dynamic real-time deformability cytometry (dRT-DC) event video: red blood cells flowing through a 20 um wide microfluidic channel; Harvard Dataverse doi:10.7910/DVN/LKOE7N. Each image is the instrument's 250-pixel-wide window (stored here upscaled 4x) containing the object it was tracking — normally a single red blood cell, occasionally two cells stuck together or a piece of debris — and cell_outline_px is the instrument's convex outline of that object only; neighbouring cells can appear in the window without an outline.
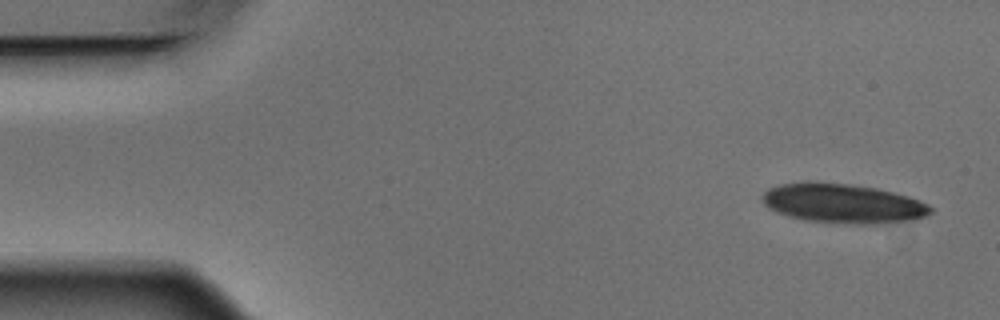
{"species": "Egyptian fruit bat (a non-hibernating species)", "species_latin": "Rousettus aegyptiacus", "temperature_condition": "warm", "stored_images_in_passage": 5, "camera_frame_rate_fps": 3000, "um_per_image_px": 0.085, "animal": {"sex": "male"}, "frame": {"image": 1, "passage_image": 1, "time_ms": 0.0, "image_size_px": [1000, 320], "cell_outline_px": [[932, 212], [916, 220], [880, 224], [852, 224], [804, 220], [788, 216], [776, 212], [768, 208], [760, 200], [760, 196], [768, 188], [780, 184], [848, 184], [876, 188], [908, 196], [920, 200], [928, 204], [932, 208]], "centroid_in_image_um": [71.68, 17.33], "position_along_channel_um": 13.3, "area_um2": 38.26}}
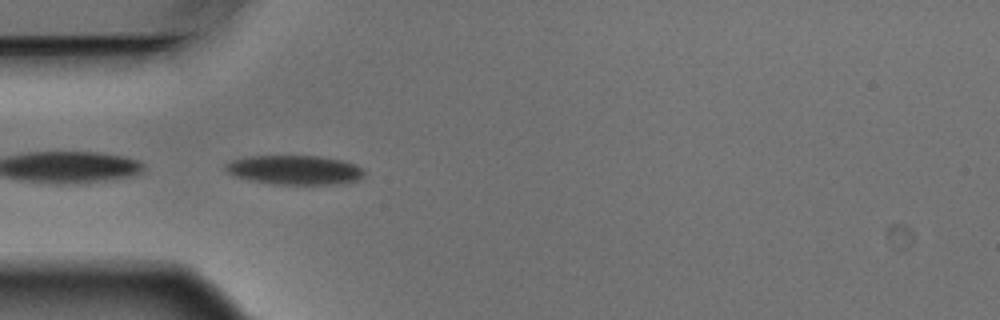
{"frame": {"image": 2, "passage_image": 5, "time_ms": 1.333, "image_size_px": [1000, 320], "cell_outline_px": [[364, 176], [356, 180], [332, 184], [272, 184], [248, 180], [236, 176], [228, 172], [224, 168], [224, 164], [232, 160], [248, 156], [320, 156], [340, 160], [356, 164], [364, 168]], "centroid_in_image_um": [25.03, 14.44], "position_along_channel_um": 60.0, "area_um2": 23.64}}